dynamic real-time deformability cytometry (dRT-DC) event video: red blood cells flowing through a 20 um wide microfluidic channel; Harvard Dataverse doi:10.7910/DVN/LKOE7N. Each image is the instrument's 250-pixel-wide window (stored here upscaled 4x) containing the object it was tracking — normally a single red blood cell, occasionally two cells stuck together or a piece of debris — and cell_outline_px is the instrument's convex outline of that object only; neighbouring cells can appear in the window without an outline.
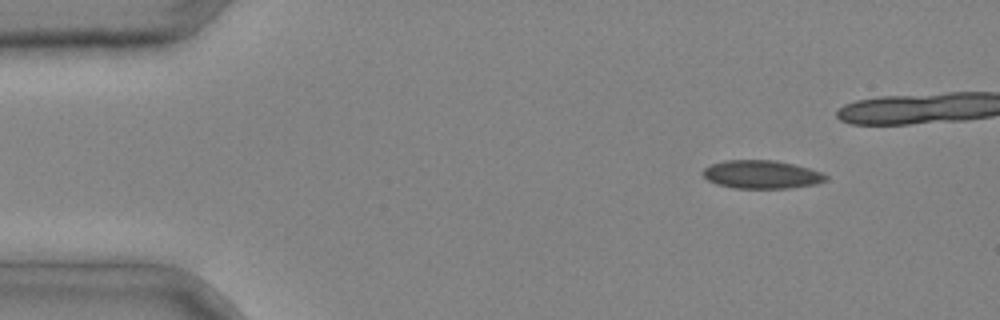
{"species": "common noctule bat (a hibernating species)", "species_latin": "Nyctalus noctula", "temperature_condition": "cold", "stored_images_in_passage": 4, "camera_frame_rate_fps": 3000, "um_per_image_px": 0.085, "animal": {"sex": "male", "body_mass_g": 20.4}, "frame": {"image": 1, "passage_image": 1, "time_ms": 0.0, "image_size_px": [1000, 320], "cell_outline_px": [[828, 180], [816, 184], [788, 188], [732, 188], [716, 184], [708, 180], [700, 172], [704, 168], [712, 164], [724, 160], [776, 160], [808, 168], [820, 172], [828, 176]], "centroid_in_image_um": [64.71, 14.83], "position_along_channel_um": 20.3, "area_um2": 20.29}}
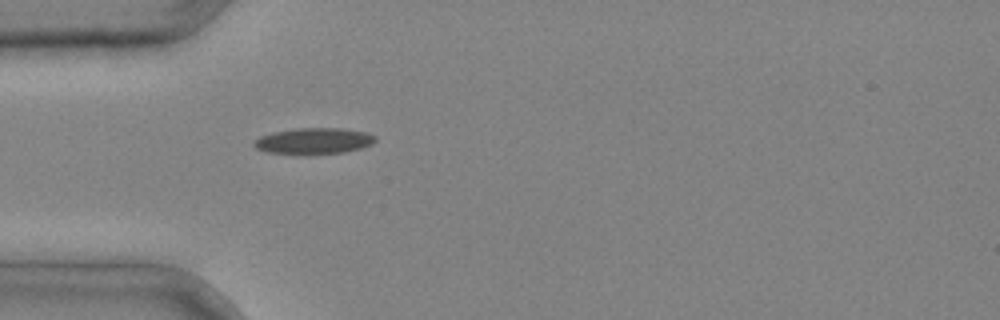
{"frame": {"image": 2, "passage_image": 4, "time_ms": 1.0, "image_size_px": [1000, 320], "cell_outline_px": [[376, 140], [372, 144], [360, 148], [344, 152], [304, 156], [268, 152], [256, 148], [252, 144], [260, 136], [272, 132], [296, 128], [340, 128], [368, 132], [376, 136]], "centroid_in_image_um": [26.67, 12.0], "position_along_channel_um": 58.3, "area_um2": 18.9}}